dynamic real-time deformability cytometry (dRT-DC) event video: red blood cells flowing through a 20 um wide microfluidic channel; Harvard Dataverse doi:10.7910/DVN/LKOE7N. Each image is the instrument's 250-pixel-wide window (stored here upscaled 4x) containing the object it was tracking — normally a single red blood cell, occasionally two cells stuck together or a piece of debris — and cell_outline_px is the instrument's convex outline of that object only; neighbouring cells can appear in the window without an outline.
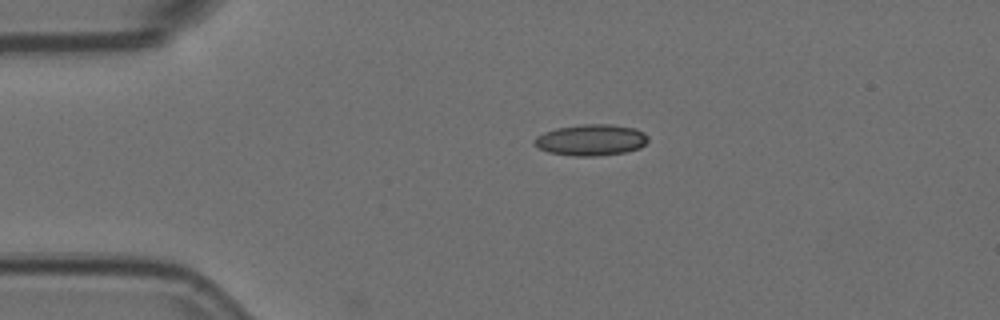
{"species": "Egyptian fruit bat (a non-hibernating species)", "species_latin": "Rousettus aegyptiacus", "temperature_condition": "room temperature", "stored_images_in_passage": 2, "camera_frame_rate_fps": 3000, "um_per_image_px": 0.085, "animal": {"sex": "female"}, "frame": {"image": 1, "passage_image": 1, "time_ms": 0.0, "image_size_px": [1000, 320], "cell_outline_px": [[648, 140], [640, 148], [624, 152], [596, 156], [576, 156], [548, 152], [532, 144], [532, 140], [536, 136], [544, 132], [556, 128], [580, 124], [612, 124], [636, 128], [644, 132], [648, 136]], "centroid_in_image_um": [50.22, 11.88], "position_along_channel_um": 34.8, "area_um2": 20.87}}